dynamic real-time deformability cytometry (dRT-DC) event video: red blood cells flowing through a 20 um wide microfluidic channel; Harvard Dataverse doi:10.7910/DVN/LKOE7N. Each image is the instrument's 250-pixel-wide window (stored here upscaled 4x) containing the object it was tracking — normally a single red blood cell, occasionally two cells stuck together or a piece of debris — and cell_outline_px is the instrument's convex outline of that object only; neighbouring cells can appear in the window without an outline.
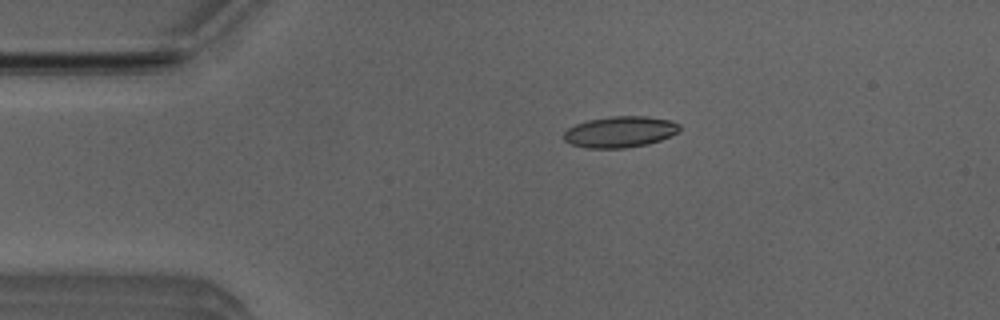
{"species": "Egyptian fruit bat (a non-hibernating species)", "species_latin": "Rousettus aegyptiacus", "temperature_condition": "room temperature", "stored_images_in_passage": 4, "camera_frame_rate_fps": 3000, "um_per_image_px": 0.085, "animal": {"sex": "male"}, "frame": {"image": 1, "passage_image": 2, "time_ms": 0.333, "image_size_px": [1000, 320], "cell_outline_px": [[680, 128], [676, 132], [660, 140], [648, 144], [624, 148], [588, 148], [572, 144], [564, 140], [564, 132], [568, 128], [576, 124], [588, 120], [612, 116], [648, 116], [672, 120], [680, 124]], "centroid_in_image_um": [52.71, 11.2], "position_along_channel_um": 32.3, "area_um2": 20.92}}